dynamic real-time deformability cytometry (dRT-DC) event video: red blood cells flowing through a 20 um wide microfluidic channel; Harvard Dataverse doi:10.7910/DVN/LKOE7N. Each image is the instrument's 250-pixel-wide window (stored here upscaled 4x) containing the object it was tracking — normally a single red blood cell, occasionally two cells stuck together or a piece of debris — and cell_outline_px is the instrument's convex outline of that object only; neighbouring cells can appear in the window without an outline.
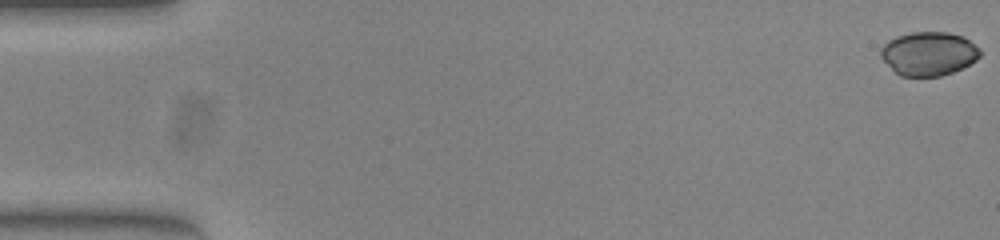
{"species": "common noctule bat (a hibernating species)", "species_latin": "Nyctalus noctula", "temperature_condition": "warm", "stored_images_in_passage": 53, "camera_frame_rate_fps": 3000, "um_per_image_px": 0.085, "animal": {"sex": "female", "body_mass_g": 23.0, "forearm_length_mm": 53.4}, "frame": {"image": 1, "passage_image": 1, "time_ms": 0.0, "image_size_px": [1000, 240], "cell_outline_px": [[980, 56], [976, 60], [952, 72], [940, 76], [900, 76], [880, 56], [880, 48], [888, 40], [896, 36], [912, 32], [948, 32], [964, 36], [980, 48]], "centroid_in_image_um": [78.94, 4.54], "position_along_channel_um": 6.1, "area_um2": 25.26}}
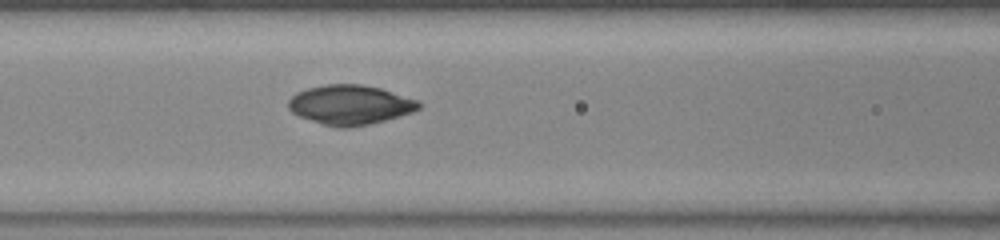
{"frame": {"image": 2, "passage_image": 23, "time_ms": 7.333, "image_size_px": [1000, 240], "cell_outline_px": [[424, 104], [420, 108], [412, 112], [400, 116], [368, 124], [348, 128], [336, 128], [300, 116], [292, 112], [288, 108], [288, 100], [296, 92], [308, 88], [324, 84], [360, 84], [380, 88], [420, 100]], "centroid_in_image_um": [29.79, 8.9], "position_along_channel_um": 136.8, "area_um2": 30.17}}
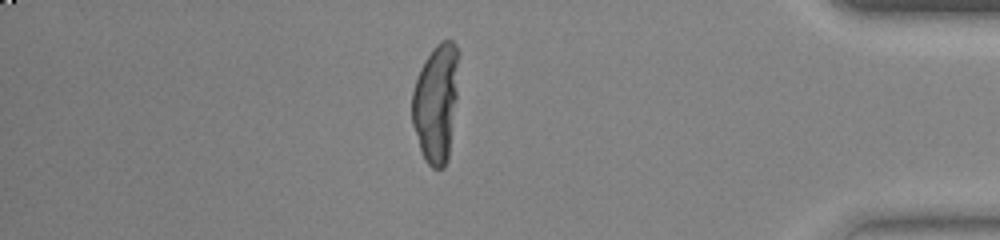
{"frame": {"image": 3, "passage_image": 46, "time_ms": 15.0, "image_size_px": [1000, 240], "cell_outline_px": [[456, 100], [448, 160], [444, 168], [432, 168], [424, 160], [412, 124], [412, 92], [420, 68], [424, 60], [432, 48], [440, 40], [452, 40], [456, 44]], "centroid_in_image_um": [37.03, 8.78], "position_along_channel_um": 398.2, "area_um2": 31.79}}